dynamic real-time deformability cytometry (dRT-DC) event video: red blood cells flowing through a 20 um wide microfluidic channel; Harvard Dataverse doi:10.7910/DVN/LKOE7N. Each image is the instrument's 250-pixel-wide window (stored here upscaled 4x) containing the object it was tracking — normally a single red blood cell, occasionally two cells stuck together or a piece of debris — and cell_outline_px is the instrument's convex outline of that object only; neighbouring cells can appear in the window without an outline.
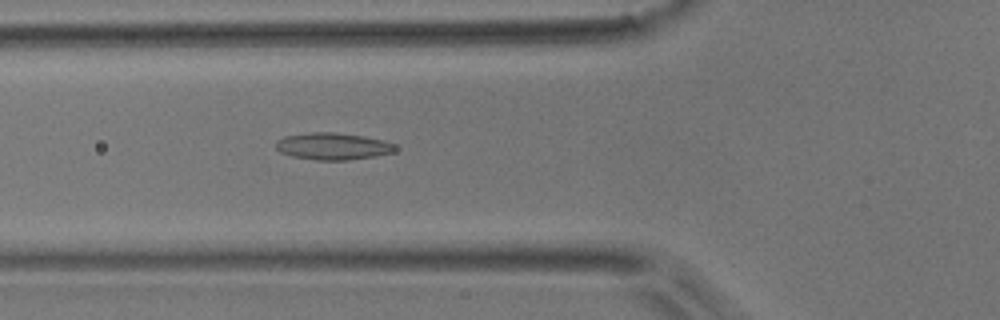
{"species": "common noctule bat (a hibernating species)", "species_latin": "Nyctalus noctula", "temperature_condition": "room temperature", "stored_images_in_passage": 41, "camera_frame_rate_fps": 3000, "um_per_image_px": 0.085, "animal": {"sex": "male", "body_mass_g": 17.9}, "frame": {"image": 1, "passage_image": 9, "time_ms": 2.667, "image_size_px": [1000, 320], "cell_outline_px": [[396, 152], [376, 156], [348, 160], [316, 160], [292, 156], [280, 152], [276, 148], [276, 140], [284, 136], [312, 132], [332, 132], [364, 136], [384, 140], [392, 144], [396, 148]], "centroid_in_image_um": [28.29, 12.43], "position_along_channel_um": 97.5, "area_um2": 18.79}}
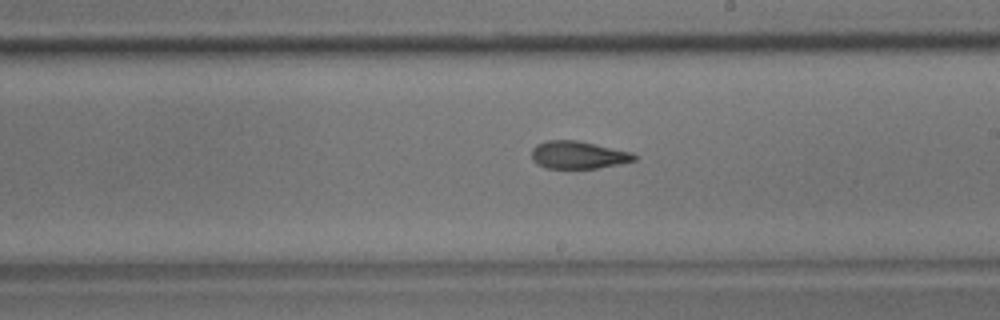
{"frame": {"image": 2, "passage_image": 20, "time_ms": 6.333, "image_size_px": [1000, 320], "cell_outline_px": [[636, 160], [620, 164], [596, 168], [544, 168], [536, 164], [532, 160], [532, 148], [536, 144], [548, 140], [576, 140], [632, 152], [636, 156]], "centroid_in_image_um": [49.12, 13.17], "position_along_channel_um": 239.9, "area_um2": 16.53}}
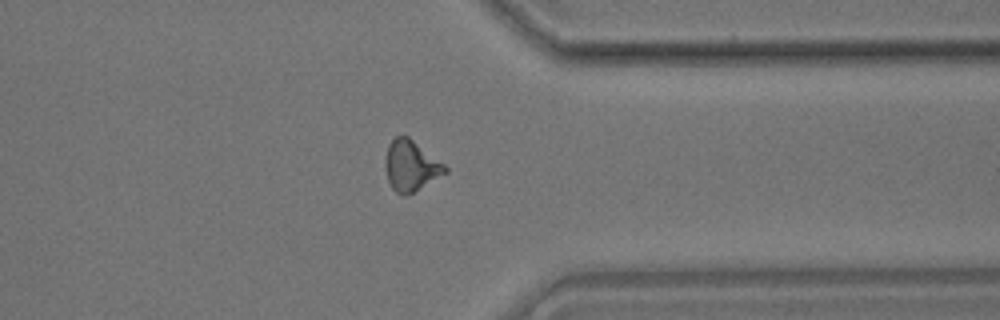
{"frame": {"image": 3, "passage_image": 31, "time_ms": 10.0, "image_size_px": [1000, 320], "cell_outline_px": [[448, 172], [408, 196], [404, 196], [396, 192], [392, 188], [388, 180], [384, 164], [388, 144], [396, 136], [408, 136], [444, 164], [448, 168]], "centroid_in_image_um": [34.92, 14.11], "position_along_channel_um": 376.5, "area_um2": 17.69}}